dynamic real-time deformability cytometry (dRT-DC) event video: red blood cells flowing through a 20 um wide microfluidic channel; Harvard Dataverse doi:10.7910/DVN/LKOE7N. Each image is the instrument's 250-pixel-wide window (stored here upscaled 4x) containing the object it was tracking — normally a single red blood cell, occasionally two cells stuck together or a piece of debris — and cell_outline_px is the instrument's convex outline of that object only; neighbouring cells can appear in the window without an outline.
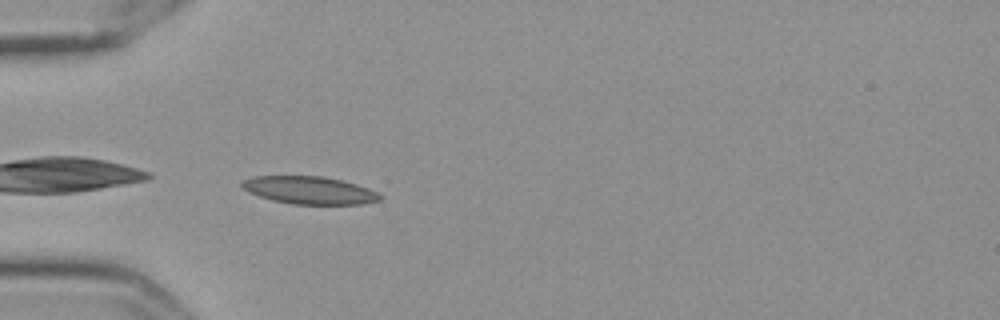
{"species": "Egyptian fruit bat (a non-hibernating species)", "species_latin": "Rousettus aegyptiacus", "temperature_condition": "cold", "stored_images_in_passage": 28, "camera_frame_rate_fps": 3000, "um_per_image_px": 0.085, "frame": {"image": 1, "passage_image": 1, "time_ms": 0.0, "image_size_px": [1000, 320], "cell_outline_px": [[384, 196], [380, 200], [364, 204], [292, 204], [272, 200], [248, 192], [240, 184], [240, 180], [252, 176], [324, 176], [356, 184], [368, 188]], "centroid_in_image_um": [26.29, 16.16], "position_along_channel_um": 58.7, "area_um2": 22.31}}
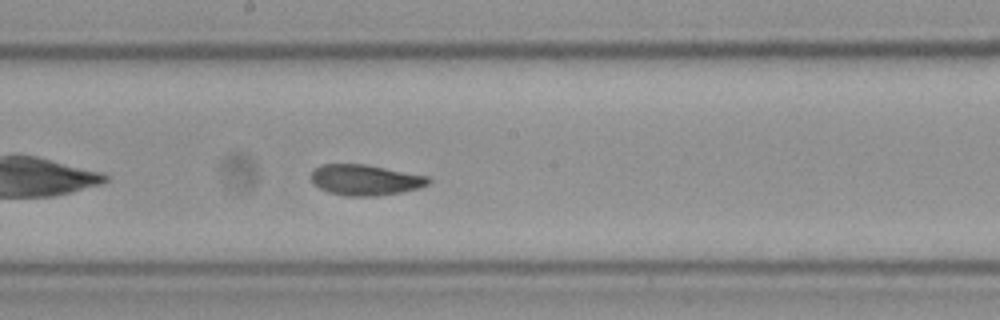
{"frame": {"image": 2, "passage_image": 15, "time_ms": 4.667, "image_size_px": [1000, 320], "cell_outline_px": [[432, 180], [428, 184], [420, 188], [400, 192], [376, 196], [344, 196], [328, 192], [320, 188], [312, 180], [312, 172], [320, 164], [364, 164], [428, 176]], "centroid_in_image_um": [31.07, 15.3], "position_along_channel_um": 217.1, "area_um2": 20.87}}
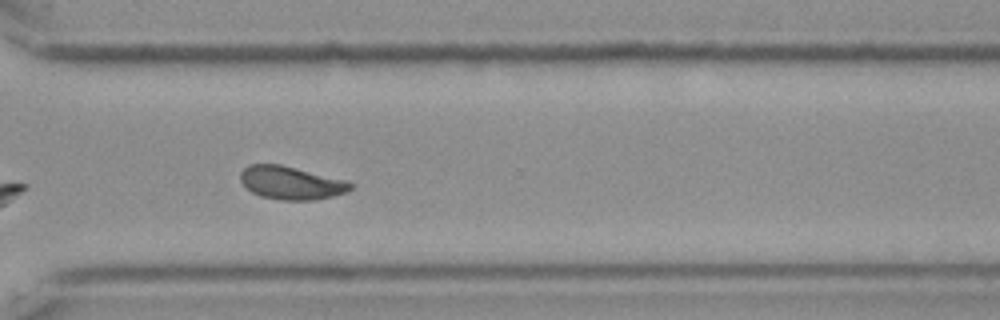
{"frame": {"image": 3, "passage_image": 26, "time_ms": 8.333, "image_size_px": [1000, 320], "cell_outline_px": [[352, 188], [348, 192], [316, 200], [280, 200], [260, 196], [252, 192], [240, 180], [240, 172], [248, 164], [280, 164], [344, 180], [352, 184]], "centroid_in_image_um": [24.72, 15.55], "position_along_channel_um": 345.9, "area_um2": 21.1}, "authors_computed_cell_mechanics": {"area_um2": 21.0681, "velocity_mm_per_s": 3.5163, "shape_relaxation_time_tau1_ms": 11.1627, "shape_relaxation_time_tau2_ms": 1.888, "deformation_change_tau1": 0.2001, "deformation_change_tau2": 0.0758}}